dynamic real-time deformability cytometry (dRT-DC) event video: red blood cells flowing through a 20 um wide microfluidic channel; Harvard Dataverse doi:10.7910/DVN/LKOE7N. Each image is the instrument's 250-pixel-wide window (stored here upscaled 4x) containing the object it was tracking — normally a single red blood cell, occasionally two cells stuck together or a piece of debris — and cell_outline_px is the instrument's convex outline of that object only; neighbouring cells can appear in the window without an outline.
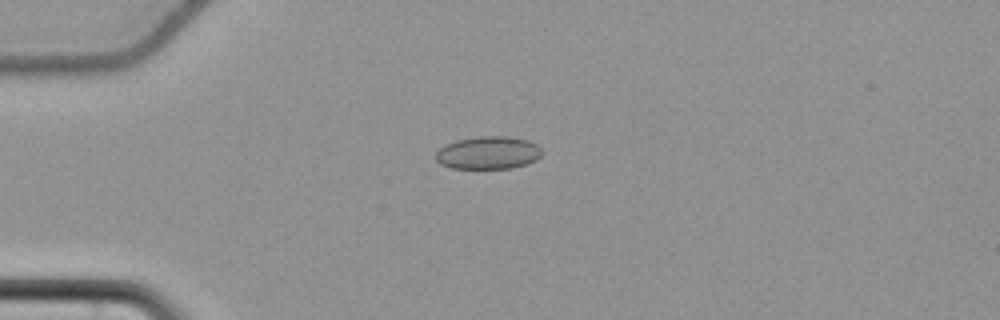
{"species": "common noctule bat (a hibernating species)", "species_latin": "Nyctalus noctula", "temperature_condition": "cold", "stored_images_in_passage": 42, "camera_frame_rate_fps": 3000, "um_per_image_px": 0.085, "animal": {"sex": "female", "body_mass_g": 22.7, "forearm_length_mm": 54.2}, "frame": {"image": 1, "passage_image": 1, "time_ms": 0.0, "image_size_px": [1000, 320], "cell_outline_px": [[544, 152], [536, 160], [512, 168], [452, 168], [440, 164], [436, 160], [436, 152], [440, 148], [456, 140], [480, 136], [508, 136], [528, 140], [536, 144]], "centroid_in_image_um": [41.51, 12.98], "position_along_channel_um": 43.5, "area_um2": 20.23}}
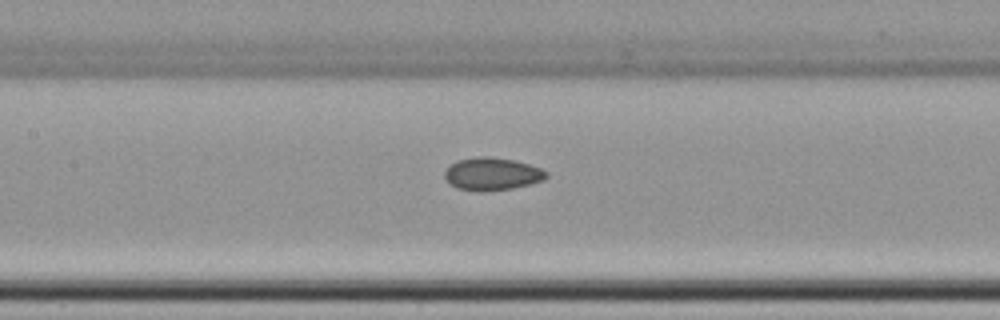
{"frame": {"image": 2, "passage_image": 13, "time_ms": 4.0, "image_size_px": [1000, 320], "cell_outline_px": [[548, 176], [544, 180], [512, 188], [484, 192], [476, 192], [456, 188], [448, 184], [444, 176], [444, 172], [456, 160], [476, 156], [484, 156], [512, 160], [528, 164], [540, 168], [548, 172]], "centroid_in_image_um": [41.78, 14.8], "position_along_channel_um": 165.6, "area_um2": 19.48}}
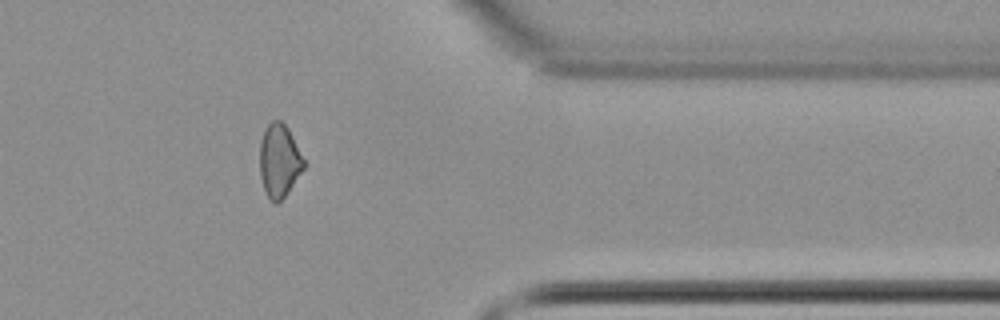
{"frame": {"image": 3, "passage_image": 32, "time_ms": 10.333, "image_size_px": [1000, 320], "cell_outline_px": [[308, 164], [284, 196], [276, 204], [268, 196], [264, 188], [260, 176], [260, 140], [264, 128], [272, 120], [280, 120], [288, 128]], "centroid_in_image_um": [23.76, 13.62], "position_along_channel_um": 387.6, "area_um2": 18.9}, "authors_computed_cell_mechanics": {"area_um2": 19.3052, "velocity_mm_per_s": 3.7339, "shape_relaxation_time_tau1_ms": 9.6436, "shape_relaxation_time_tau2_ms": 4.5219, "deformation_change_tau1": 0.087, "deformation_change_tau2": 0.0723}}